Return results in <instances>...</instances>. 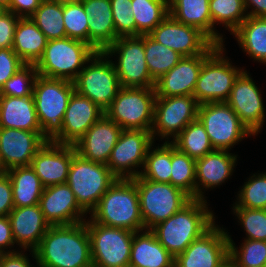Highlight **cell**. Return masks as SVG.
I'll list each match as a JSON object with an SVG mask.
<instances>
[{"label": "cell", "mask_w": 266, "mask_h": 267, "mask_svg": "<svg viewBox=\"0 0 266 267\" xmlns=\"http://www.w3.org/2000/svg\"><path fill=\"white\" fill-rule=\"evenodd\" d=\"M74 91L72 81L37 76L32 95L42 136L47 141L62 132L64 114Z\"/></svg>", "instance_id": "cell-4"}, {"label": "cell", "mask_w": 266, "mask_h": 267, "mask_svg": "<svg viewBox=\"0 0 266 267\" xmlns=\"http://www.w3.org/2000/svg\"><path fill=\"white\" fill-rule=\"evenodd\" d=\"M134 232L129 267H173L175 258L151 230Z\"/></svg>", "instance_id": "cell-30"}, {"label": "cell", "mask_w": 266, "mask_h": 267, "mask_svg": "<svg viewBox=\"0 0 266 267\" xmlns=\"http://www.w3.org/2000/svg\"><path fill=\"white\" fill-rule=\"evenodd\" d=\"M224 46L219 45L203 62L193 92L197 103L226 102L235 80L244 71L223 58Z\"/></svg>", "instance_id": "cell-9"}, {"label": "cell", "mask_w": 266, "mask_h": 267, "mask_svg": "<svg viewBox=\"0 0 266 267\" xmlns=\"http://www.w3.org/2000/svg\"><path fill=\"white\" fill-rule=\"evenodd\" d=\"M171 166L170 184L196 199V160L171 143Z\"/></svg>", "instance_id": "cell-37"}, {"label": "cell", "mask_w": 266, "mask_h": 267, "mask_svg": "<svg viewBox=\"0 0 266 267\" xmlns=\"http://www.w3.org/2000/svg\"><path fill=\"white\" fill-rule=\"evenodd\" d=\"M89 16L88 44L103 52L118 36L115 33L110 0H80Z\"/></svg>", "instance_id": "cell-26"}, {"label": "cell", "mask_w": 266, "mask_h": 267, "mask_svg": "<svg viewBox=\"0 0 266 267\" xmlns=\"http://www.w3.org/2000/svg\"><path fill=\"white\" fill-rule=\"evenodd\" d=\"M229 259L237 267H266V241L245 239L240 251L229 235Z\"/></svg>", "instance_id": "cell-41"}, {"label": "cell", "mask_w": 266, "mask_h": 267, "mask_svg": "<svg viewBox=\"0 0 266 267\" xmlns=\"http://www.w3.org/2000/svg\"><path fill=\"white\" fill-rule=\"evenodd\" d=\"M46 142L42 131L0 128V158L3 168L7 171L17 166H29Z\"/></svg>", "instance_id": "cell-20"}, {"label": "cell", "mask_w": 266, "mask_h": 267, "mask_svg": "<svg viewBox=\"0 0 266 267\" xmlns=\"http://www.w3.org/2000/svg\"><path fill=\"white\" fill-rule=\"evenodd\" d=\"M96 52L92 46L80 40L68 37L49 40L35 68L40 76L73 82Z\"/></svg>", "instance_id": "cell-5"}, {"label": "cell", "mask_w": 266, "mask_h": 267, "mask_svg": "<svg viewBox=\"0 0 266 267\" xmlns=\"http://www.w3.org/2000/svg\"><path fill=\"white\" fill-rule=\"evenodd\" d=\"M28 259L19 252L0 254V267H32Z\"/></svg>", "instance_id": "cell-52"}, {"label": "cell", "mask_w": 266, "mask_h": 267, "mask_svg": "<svg viewBox=\"0 0 266 267\" xmlns=\"http://www.w3.org/2000/svg\"><path fill=\"white\" fill-rule=\"evenodd\" d=\"M103 52L108 57L119 54L118 63L114 64V68L121 87H155V81L151 78L145 60L144 35L118 37Z\"/></svg>", "instance_id": "cell-11"}, {"label": "cell", "mask_w": 266, "mask_h": 267, "mask_svg": "<svg viewBox=\"0 0 266 267\" xmlns=\"http://www.w3.org/2000/svg\"><path fill=\"white\" fill-rule=\"evenodd\" d=\"M169 15L176 21L200 30L213 44L223 45L215 31L209 0H169Z\"/></svg>", "instance_id": "cell-28"}, {"label": "cell", "mask_w": 266, "mask_h": 267, "mask_svg": "<svg viewBox=\"0 0 266 267\" xmlns=\"http://www.w3.org/2000/svg\"><path fill=\"white\" fill-rule=\"evenodd\" d=\"M236 161L237 156L227 150H214L196 159V199H205L202 192L204 188L209 189L224 183L232 175Z\"/></svg>", "instance_id": "cell-27"}, {"label": "cell", "mask_w": 266, "mask_h": 267, "mask_svg": "<svg viewBox=\"0 0 266 267\" xmlns=\"http://www.w3.org/2000/svg\"><path fill=\"white\" fill-rule=\"evenodd\" d=\"M90 213L93 222L104 226L144 230L137 185L132 179H117Z\"/></svg>", "instance_id": "cell-3"}, {"label": "cell", "mask_w": 266, "mask_h": 267, "mask_svg": "<svg viewBox=\"0 0 266 267\" xmlns=\"http://www.w3.org/2000/svg\"><path fill=\"white\" fill-rule=\"evenodd\" d=\"M257 175L245 182L233 207L266 209V172Z\"/></svg>", "instance_id": "cell-43"}, {"label": "cell", "mask_w": 266, "mask_h": 267, "mask_svg": "<svg viewBox=\"0 0 266 267\" xmlns=\"http://www.w3.org/2000/svg\"><path fill=\"white\" fill-rule=\"evenodd\" d=\"M153 143L149 130H122L106 165L118 179L136 178L141 172L135 168L144 167L147 151Z\"/></svg>", "instance_id": "cell-14"}, {"label": "cell", "mask_w": 266, "mask_h": 267, "mask_svg": "<svg viewBox=\"0 0 266 267\" xmlns=\"http://www.w3.org/2000/svg\"><path fill=\"white\" fill-rule=\"evenodd\" d=\"M6 173L11 180L14 207L39 204L44 187L30 165L13 167Z\"/></svg>", "instance_id": "cell-32"}, {"label": "cell", "mask_w": 266, "mask_h": 267, "mask_svg": "<svg viewBox=\"0 0 266 267\" xmlns=\"http://www.w3.org/2000/svg\"><path fill=\"white\" fill-rule=\"evenodd\" d=\"M144 52L149 73L154 81L170 71L183 57L149 35H144Z\"/></svg>", "instance_id": "cell-36"}, {"label": "cell", "mask_w": 266, "mask_h": 267, "mask_svg": "<svg viewBox=\"0 0 266 267\" xmlns=\"http://www.w3.org/2000/svg\"><path fill=\"white\" fill-rule=\"evenodd\" d=\"M39 207L50 226L71 225L85 221L86 213L77 203L67 183L44 188Z\"/></svg>", "instance_id": "cell-22"}, {"label": "cell", "mask_w": 266, "mask_h": 267, "mask_svg": "<svg viewBox=\"0 0 266 267\" xmlns=\"http://www.w3.org/2000/svg\"><path fill=\"white\" fill-rule=\"evenodd\" d=\"M198 106L194 96L156 97L151 129L153 141L157 134L161 139H168L169 136L174 139L190 122L197 119Z\"/></svg>", "instance_id": "cell-15"}, {"label": "cell", "mask_w": 266, "mask_h": 267, "mask_svg": "<svg viewBox=\"0 0 266 267\" xmlns=\"http://www.w3.org/2000/svg\"><path fill=\"white\" fill-rule=\"evenodd\" d=\"M117 179L106 164L87 160L75 153L66 183L79 206L90 213Z\"/></svg>", "instance_id": "cell-7"}, {"label": "cell", "mask_w": 266, "mask_h": 267, "mask_svg": "<svg viewBox=\"0 0 266 267\" xmlns=\"http://www.w3.org/2000/svg\"><path fill=\"white\" fill-rule=\"evenodd\" d=\"M14 209L12 185L9 175L0 174V216H8Z\"/></svg>", "instance_id": "cell-49"}, {"label": "cell", "mask_w": 266, "mask_h": 267, "mask_svg": "<svg viewBox=\"0 0 266 267\" xmlns=\"http://www.w3.org/2000/svg\"><path fill=\"white\" fill-rule=\"evenodd\" d=\"M15 243L21 248L34 251L50 225L38 204L14 207L8 215Z\"/></svg>", "instance_id": "cell-25"}, {"label": "cell", "mask_w": 266, "mask_h": 267, "mask_svg": "<svg viewBox=\"0 0 266 267\" xmlns=\"http://www.w3.org/2000/svg\"><path fill=\"white\" fill-rule=\"evenodd\" d=\"M48 39L30 19L19 18L15 28L12 49L25 64H36L42 57Z\"/></svg>", "instance_id": "cell-31"}, {"label": "cell", "mask_w": 266, "mask_h": 267, "mask_svg": "<svg viewBox=\"0 0 266 267\" xmlns=\"http://www.w3.org/2000/svg\"><path fill=\"white\" fill-rule=\"evenodd\" d=\"M218 46L212 43L202 54L182 57L170 71L155 81L156 97L193 96L202 64Z\"/></svg>", "instance_id": "cell-19"}, {"label": "cell", "mask_w": 266, "mask_h": 267, "mask_svg": "<svg viewBox=\"0 0 266 267\" xmlns=\"http://www.w3.org/2000/svg\"><path fill=\"white\" fill-rule=\"evenodd\" d=\"M136 36L148 35L169 15V0H132Z\"/></svg>", "instance_id": "cell-34"}, {"label": "cell", "mask_w": 266, "mask_h": 267, "mask_svg": "<svg viewBox=\"0 0 266 267\" xmlns=\"http://www.w3.org/2000/svg\"><path fill=\"white\" fill-rule=\"evenodd\" d=\"M122 128L105 114L74 144L81 157L107 164Z\"/></svg>", "instance_id": "cell-24"}, {"label": "cell", "mask_w": 266, "mask_h": 267, "mask_svg": "<svg viewBox=\"0 0 266 267\" xmlns=\"http://www.w3.org/2000/svg\"><path fill=\"white\" fill-rule=\"evenodd\" d=\"M31 253L38 267H86L92 264L86 221L50 226Z\"/></svg>", "instance_id": "cell-1"}, {"label": "cell", "mask_w": 266, "mask_h": 267, "mask_svg": "<svg viewBox=\"0 0 266 267\" xmlns=\"http://www.w3.org/2000/svg\"><path fill=\"white\" fill-rule=\"evenodd\" d=\"M132 180L137 185L144 230H151L192 200L187 193L170 183L154 182L140 175Z\"/></svg>", "instance_id": "cell-6"}, {"label": "cell", "mask_w": 266, "mask_h": 267, "mask_svg": "<svg viewBox=\"0 0 266 267\" xmlns=\"http://www.w3.org/2000/svg\"><path fill=\"white\" fill-rule=\"evenodd\" d=\"M244 52L266 64V17H247L232 33Z\"/></svg>", "instance_id": "cell-33"}, {"label": "cell", "mask_w": 266, "mask_h": 267, "mask_svg": "<svg viewBox=\"0 0 266 267\" xmlns=\"http://www.w3.org/2000/svg\"><path fill=\"white\" fill-rule=\"evenodd\" d=\"M10 3H11V0H0V4L6 9L10 7Z\"/></svg>", "instance_id": "cell-55"}, {"label": "cell", "mask_w": 266, "mask_h": 267, "mask_svg": "<svg viewBox=\"0 0 266 267\" xmlns=\"http://www.w3.org/2000/svg\"><path fill=\"white\" fill-rule=\"evenodd\" d=\"M259 88L247 71L235 80L226 103L253 135H257L265 120V108Z\"/></svg>", "instance_id": "cell-17"}, {"label": "cell", "mask_w": 266, "mask_h": 267, "mask_svg": "<svg viewBox=\"0 0 266 267\" xmlns=\"http://www.w3.org/2000/svg\"><path fill=\"white\" fill-rule=\"evenodd\" d=\"M104 114L89 98L74 91L64 114L62 132L52 142L74 145Z\"/></svg>", "instance_id": "cell-23"}, {"label": "cell", "mask_w": 266, "mask_h": 267, "mask_svg": "<svg viewBox=\"0 0 266 267\" xmlns=\"http://www.w3.org/2000/svg\"><path fill=\"white\" fill-rule=\"evenodd\" d=\"M213 26L221 23L233 33L248 17L243 0H209Z\"/></svg>", "instance_id": "cell-40"}, {"label": "cell", "mask_w": 266, "mask_h": 267, "mask_svg": "<svg viewBox=\"0 0 266 267\" xmlns=\"http://www.w3.org/2000/svg\"><path fill=\"white\" fill-rule=\"evenodd\" d=\"M197 118L204 125L214 150L228 151L245 136H253L226 102L200 104Z\"/></svg>", "instance_id": "cell-13"}, {"label": "cell", "mask_w": 266, "mask_h": 267, "mask_svg": "<svg viewBox=\"0 0 266 267\" xmlns=\"http://www.w3.org/2000/svg\"><path fill=\"white\" fill-rule=\"evenodd\" d=\"M38 76L34 64H25L0 90V96L28 97L32 96L35 80Z\"/></svg>", "instance_id": "cell-44"}, {"label": "cell", "mask_w": 266, "mask_h": 267, "mask_svg": "<svg viewBox=\"0 0 266 267\" xmlns=\"http://www.w3.org/2000/svg\"><path fill=\"white\" fill-rule=\"evenodd\" d=\"M115 33L118 37L136 36L132 0H110Z\"/></svg>", "instance_id": "cell-46"}, {"label": "cell", "mask_w": 266, "mask_h": 267, "mask_svg": "<svg viewBox=\"0 0 266 267\" xmlns=\"http://www.w3.org/2000/svg\"><path fill=\"white\" fill-rule=\"evenodd\" d=\"M92 263L96 267H129L134 232L86 220Z\"/></svg>", "instance_id": "cell-12"}, {"label": "cell", "mask_w": 266, "mask_h": 267, "mask_svg": "<svg viewBox=\"0 0 266 267\" xmlns=\"http://www.w3.org/2000/svg\"><path fill=\"white\" fill-rule=\"evenodd\" d=\"M107 58V59H106ZM104 52H96L73 81L75 91L89 98L104 112L121 89L114 63Z\"/></svg>", "instance_id": "cell-10"}, {"label": "cell", "mask_w": 266, "mask_h": 267, "mask_svg": "<svg viewBox=\"0 0 266 267\" xmlns=\"http://www.w3.org/2000/svg\"><path fill=\"white\" fill-rule=\"evenodd\" d=\"M30 19L44 33L48 41L66 38L63 5L42 0L39 8L30 16Z\"/></svg>", "instance_id": "cell-38"}, {"label": "cell", "mask_w": 266, "mask_h": 267, "mask_svg": "<svg viewBox=\"0 0 266 267\" xmlns=\"http://www.w3.org/2000/svg\"><path fill=\"white\" fill-rule=\"evenodd\" d=\"M155 88L121 87L105 115L122 130H149L154 122Z\"/></svg>", "instance_id": "cell-8"}, {"label": "cell", "mask_w": 266, "mask_h": 267, "mask_svg": "<svg viewBox=\"0 0 266 267\" xmlns=\"http://www.w3.org/2000/svg\"><path fill=\"white\" fill-rule=\"evenodd\" d=\"M48 1H52V2H55V3L60 4V5H66L69 3H75L79 0H48Z\"/></svg>", "instance_id": "cell-54"}, {"label": "cell", "mask_w": 266, "mask_h": 267, "mask_svg": "<svg viewBox=\"0 0 266 267\" xmlns=\"http://www.w3.org/2000/svg\"><path fill=\"white\" fill-rule=\"evenodd\" d=\"M6 172V170L3 168V164H2V161H1V158H0V174Z\"/></svg>", "instance_id": "cell-57"}, {"label": "cell", "mask_w": 266, "mask_h": 267, "mask_svg": "<svg viewBox=\"0 0 266 267\" xmlns=\"http://www.w3.org/2000/svg\"><path fill=\"white\" fill-rule=\"evenodd\" d=\"M0 128L42 131L37 119L33 95L0 96Z\"/></svg>", "instance_id": "cell-29"}, {"label": "cell", "mask_w": 266, "mask_h": 267, "mask_svg": "<svg viewBox=\"0 0 266 267\" xmlns=\"http://www.w3.org/2000/svg\"><path fill=\"white\" fill-rule=\"evenodd\" d=\"M86 267H96V266L92 263V264H90V265H88Z\"/></svg>", "instance_id": "cell-59"}, {"label": "cell", "mask_w": 266, "mask_h": 267, "mask_svg": "<svg viewBox=\"0 0 266 267\" xmlns=\"http://www.w3.org/2000/svg\"><path fill=\"white\" fill-rule=\"evenodd\" d=\"M229 234L214 224L174 261L176 267H222L229 260Z\"/></svg>", "instance_id": "cell-16"}, {"label": "cell", "mask_w": 266, "mask_h": 267, "mask_svg": "<svg viewBox=\"0 0 266 267\" xmlns=\"http://www.w3.org/2000/svg\"><path fill=\"white\" fill-rule=\"evenodd\" d=\"M245 9L253 8L247 13L249 17H266V0H243ZM248 7V8H247Z\"/></svg>", "instance_id": "cell-53"}, {"label": "cell", "mask_w": 266, "mask_h": 267, "mask_svg": "<svg viewBox=\"0 0 266 267\" xmlns=\"http://www.w3.org/2000/svg\"><path fill=\"white\" fill-rule=\"evenodd\" d=\"M6 11H7V9L4 8V7L0 4V16H1L4 12H6Z\"/></svg>", "instance_id": "cell-58"}, {"label": "cell", "mask_w": 266, "mask_h": 267, "mask_svg": "<svg viewBox=\"0 0 266 267\" xmlns=\"http://www.w3.org/2000/svg\"><path fill=\"white\" fill-rule=\"evenodd\" d=\"M222 267H237L230 259Z\"/></svg>", "instance_id": "cell-56"}, {"label": "cell", "mask_w": 266, "mask_h": 267, "mask_svg": "<svg viewBox=\"0 0 266 267\" xmlns=\"http://www.w3.org/2000/svg\"><path fill=\"white\" fill-rule=\"evenodd\" d=\"M20 17L6 11L0 16V49L12 48L15 28Z\"/></svg>", "instance_id": "cell-48"}, {"label": "cell", "mask_w": 266, "mask_h": 267, "mask_svg": "<svg viewBox=\"0 0 266 267\" xmlns=\"http://www.w3.org/2000/svg\"><path fill=\"white\" fill-rule=\"evenodd\" d=\"M74 145L47 141L32 158L34 169L44 188L66 183L73 155Z\"/></svg>", "instance_id": "cell-21"}, {"label": "cell", "mask_w": 266, "mask_h": 267, "mask_svg": "<svg viewBox=\"0 0 266 267\" xmlns=\"http://www.w3.org/2000/svg\"><path fill=\"white\" fill-rule=\"evenodd\" d=\"M63 20L66 37L88 44L89 16L85 12L80 0L63 5Z\"/></svg>", "instance_id": "cell-42"}, {"label": "cell", "mask_w": 266, "mask_h": 267, "mask_svg": "<svg viewBox=\"0 0 266 267\" xmlns=\"http://www.w3.org/2000/svg\"><path fill=\"white\" fill-rule=\"evenodd\" d=\"M248 240L266 241V209L233 207Z\"/></svg>", "instance_id": "cell-45"}, {"label": "cell", "mask_w": 266, "mask_h": 267, "mask_svg": "<svg viewBox=\"0 0 266 267\" xmlns=\"http://www.w3.org/2000/svg\"><path fill=\"white\" fill-rule=\"evenodd\" d=\"M149 147L145 159L143 171L140 176L143 179L159 183H170L171 179V142L165 141L164 144L152 149Z\"/></svg>", "instance_id": "cell-39"}, {"label": "cell", "mask_w": 266, "mask_h": 267, "mask_svg": "<svg viewBox=\"0 0 266 267\" xmlns=\"http://www.w3.org/2000/svg\"><path fill=\"white\" fill-rule=\"evenodd\" d=\"M24 65L25 63L12 48L0 49V90L5 82Z\"/></svg>", "instance_id": "cell-47"}, {"label": "cell", "mask_w": 266, "mask_h": 267, "mask_svg": "<svg viewBox=\"0 0 266 267\" xmlns=\"http://www.w3.org/2000/svg\"><path fill=\"white\" fill-rule=\"evenodd\" d=\"M171 143L195 160L214 151L205 127L198 118L190 122Z\"/></svg>", "instance_id": "cell-35"}, {"label": "cell", "mask_w": 266, "mask_h": 267, "mask_svg": "<svg viewBox=\"0 0 266 267\" xmlns=\"http://www.w3.org/2000/svg\"><path fill=\"white\" fill-rule=\"evenodd\" d=\"M42 0H11L7 11L13 12L20 18L30 17L40 6Z\"/></svg>", "instance_id": "cell-50"}, {"label": "cell", "mask_w": 266, "mask_h": 267, "mask_svg": "<svg viewBox=\"0 0 266 267\" xmlns=\"http://www.w3.org/2000/svg\"><path fill=\"white\" fill-rule=\"evenodd\" d=\"M148 35L156 42L169 47L183 57L202 54L212 44L200 30L180 23L170 15Z\"/></svg>", "instance_id": "cell-18"}, {"label": "cell", "mask_w": 266, "mask_h": 267, "mask_svg": "<svg viewBox=\"0 0 266 267\" xmlns=\"http://www.w3.org/2000/svg\"><path fill=\"white\" fill-rule=\"evenodd\" d=\"M14 244L15 241L9 218L8 216H0V254L17 252L14 250H7L8 252L5 251L7 247L11 248Z\"/></svg>", "instance_id": "cell-51"}, {"label": "cell", "mask_w": 266, "mask_h": 267, "mask_svg": "<svg viewBox=\"0 0 266 267\" xmlns=\"http://www.w3.org/2000/svg\"><path fill=\"white\" fill-rule=\"evenodd\" d=\"M206 203L205 199H192L180 211L151 229L174 258L215 224L214 214Z\"/></svg>", "instance_id": "cell-2"}]
</instances>
